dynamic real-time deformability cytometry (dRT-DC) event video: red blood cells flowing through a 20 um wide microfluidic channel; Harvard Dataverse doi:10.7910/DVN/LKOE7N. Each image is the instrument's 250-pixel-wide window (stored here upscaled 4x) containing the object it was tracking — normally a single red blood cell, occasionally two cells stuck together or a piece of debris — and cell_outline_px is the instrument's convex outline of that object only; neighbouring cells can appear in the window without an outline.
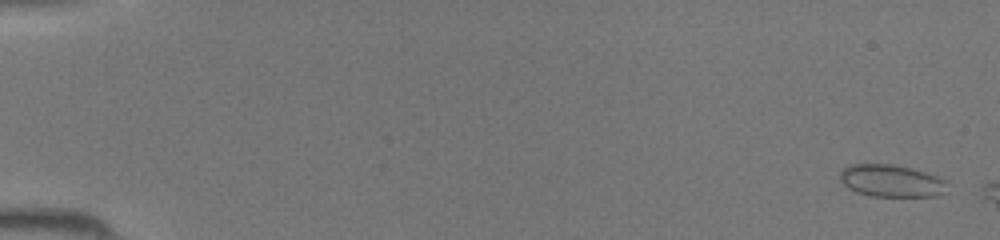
{"species": "common noctule bat (a hibernating species)", "species_latin": "Nyctalus noctula", "temperature_condition": "room temperature", "stored_images_in_passage": 7, "camera_frame_rate_fps": 3000, "um_per_image_px": 0.085, "animal": {"sex": "female", "body_mass_g": 19.5, "forearm_length_mm": 54.1}, "frame": {"image": 1, "passage_image": 2, "time_ms": 0.333, "image_size_px": [1000, 240], "cell_outline_px": [[948, 184], [936, 196], [872, 196], [856, 192], [848, 188], [840, 180], [840, 172], [848, 164], [896, 164], [924, 172], [948, 180]], "centroid_in_image_um": [75.72, 15.36], "position_along_channel_um": 9.3, "area_um2": 20.06}}